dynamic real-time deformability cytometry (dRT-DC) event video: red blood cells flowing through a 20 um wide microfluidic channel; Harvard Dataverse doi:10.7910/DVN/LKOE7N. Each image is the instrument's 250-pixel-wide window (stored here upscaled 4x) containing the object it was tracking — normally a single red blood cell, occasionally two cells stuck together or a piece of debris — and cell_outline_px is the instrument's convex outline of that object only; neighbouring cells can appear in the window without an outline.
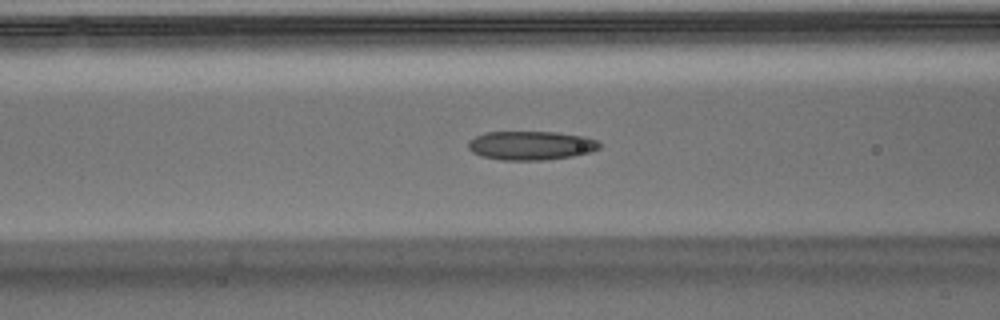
{"species": "Egyptian fruit bat (a non-hibernating species)", "species_latin": "Rousettus aegyptiacus", "temperature_condition": "warm", "stored_images_in_passage": 31, "camera_frame_rate_fps": 3000, "um_per_image_px": 0.085, "animal": {"sex": "male"}, "frame": {"image": 1, "passage_image": 8, "time_ms": 2.333, "image_size_px": [1000, 320], "cell_outline_px": [[600, 148], [588, 152], [572, 156], [544, 160], [500, 160], [480, 156], [472, 152], [468, 148], [468, 140], [484, 132], [556, 132], [584, 136], [596, 140], [600, 144]], "centroid_in_image_um": [45.08, 12.36], "position_along_channel_um": 121.5, "area_um2": 22.14}}
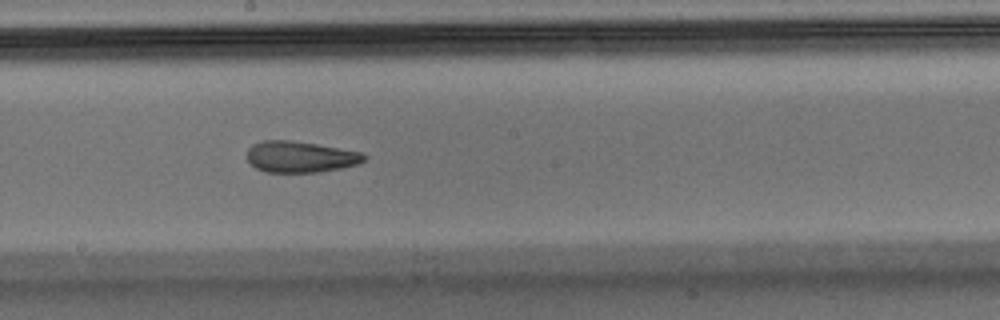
{"frame": {"image": 2, "passage_image": 15, "time_ms": 4.667, "image_size_px": [1000, 320], "cell_outline_px": [[368, 156], [360, 164], [320, 172], [268, 172], [256, 168], [248, 160], [248, 148], [252, 144], [264, 140], [288, 140], [316, 144], [364, 152]], "centroid_in_image_um": [25.57, 13.33], "position_along_channel_um": 222.6, "area_um2": 21.33}}
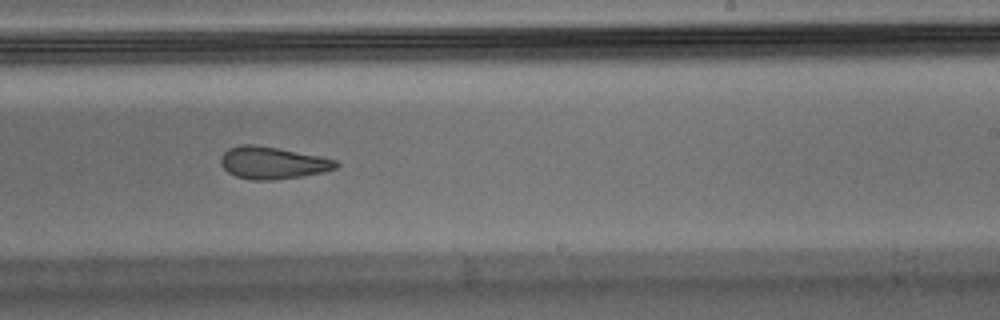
{"frame": {"image": 3, "passage_image": 18, "time_ms": 5.667, "image_size_px": [1000, 320], "cell_outline_px": [[340, 164], [336, 168], [324, 172], [300, 176], [272, 180], [252, 180], [236, 176], [228, 172], [220, 164], [220, 156], [228, 148], [240, 144], [256, 144], [336, 160]], "centroid_in_image_um": [23.12, 13.84], "position_along_channel_um": 265.9, "area_um2": 21.44}}